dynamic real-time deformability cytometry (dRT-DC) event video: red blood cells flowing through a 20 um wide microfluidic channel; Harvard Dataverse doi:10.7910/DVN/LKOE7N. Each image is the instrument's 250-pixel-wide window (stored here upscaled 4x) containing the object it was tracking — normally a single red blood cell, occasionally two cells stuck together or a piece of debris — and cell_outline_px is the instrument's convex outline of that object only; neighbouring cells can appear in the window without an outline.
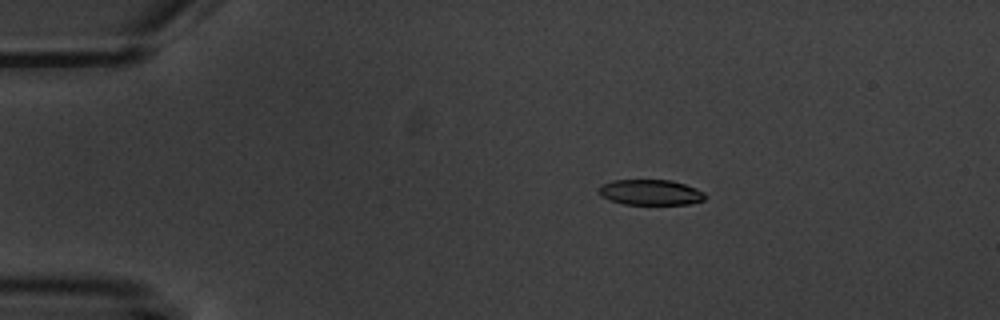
{"species": "common noctule bat (a hibernating species)", "species_latin": "Nyctalus noctula", "temperature_condition": "warm", "stored_images_in_passage": 6, "camera_frame_rate_fps": 3000, "um_per_image_px": 0.085, "animal": {"sex": "male", "body_mass_g": 20.1, "forearm_length_mm": 53.5}, "frame": {"image": 1, "passage_image": 4, "time_ms": 3.667, "image_size_px": [1000, 320], "cell_outline_px": [[704, 200], [688, 204], [624, 204], [608, 200], [600, 196], [596, 192], [604, 184], [612, 180], [672, 180], [696, 188], [704, 192]], "centroid_in_image_um": [55.26, 16.35], "position_along_channel_um": 29.7, "area_um2": 15.78}}
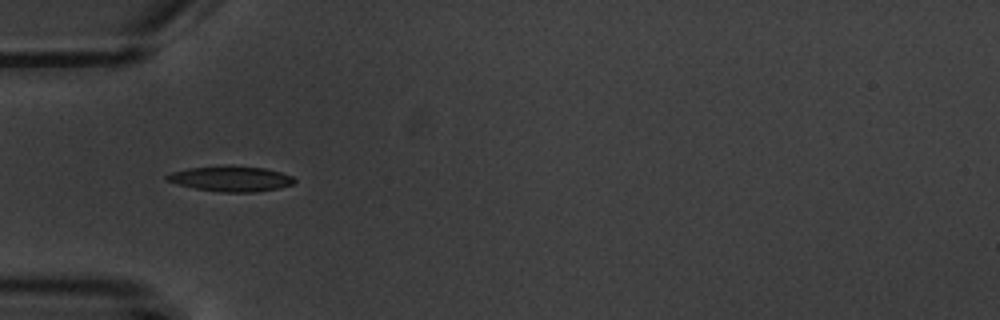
{"frame": {"image": 2, "passage_image": 6, "time_ms": 6.333, "image_size_px": [1000, 320], "cell_outline_px": [[296, 180], [292, 184], [280, 188], [252, 192], [220, 192], [196, 188], [164, 180], [164, 176], [172, 172], [188, 168], [228, 164], [264, 168], [280, 172], [292, 176]], "centroid_in_image_um": [19.61, 15.17], "position_along_channel_um": 65.4, "area_um2": 18.96}}